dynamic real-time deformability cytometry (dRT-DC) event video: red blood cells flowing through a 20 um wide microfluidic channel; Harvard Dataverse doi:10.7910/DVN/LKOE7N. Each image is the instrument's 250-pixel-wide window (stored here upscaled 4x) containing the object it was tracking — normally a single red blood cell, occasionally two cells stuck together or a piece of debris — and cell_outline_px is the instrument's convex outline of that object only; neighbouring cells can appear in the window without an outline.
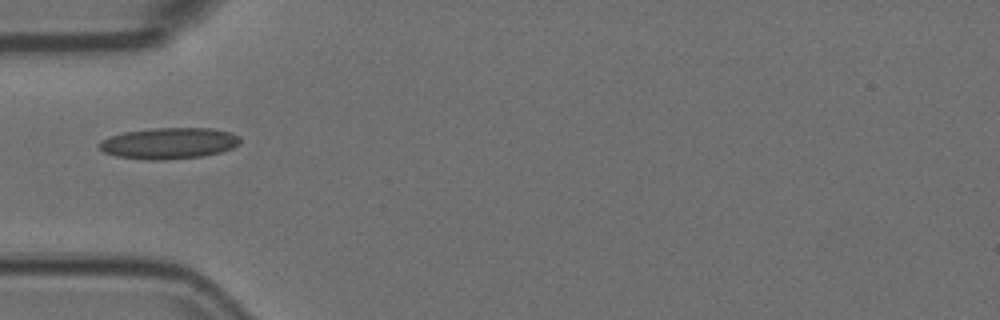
{"species": "Egyptian fruit bat (a non-hibernating species)", "species_latin": "Rousettus aegyptiacus", "temperature_condition": "room temperature", "stored_images_in_passage": 3, "camera_frame_rate_fps": 3000, "um_per_image_px": 0.085, "animal": {"sex": "female"}, "frame": {"image": 1, "passage_image": 1, "time_ms": 0.0, "image_size_px": [1000, 320], "cell_outline_px": [[240, 144], [232, 148], [220, 152], [204, 156], [164, 160], [148, 160], [116, 156], [104, 152], [96, 144], [100, 140], [124, 132], [152, 128], [212, 128], [232, 132], [240, 136]], "centroid_in_image_um": [14.38, 12.17], "position_along_channel_um": 70.6, "area_um2": 25.84}}
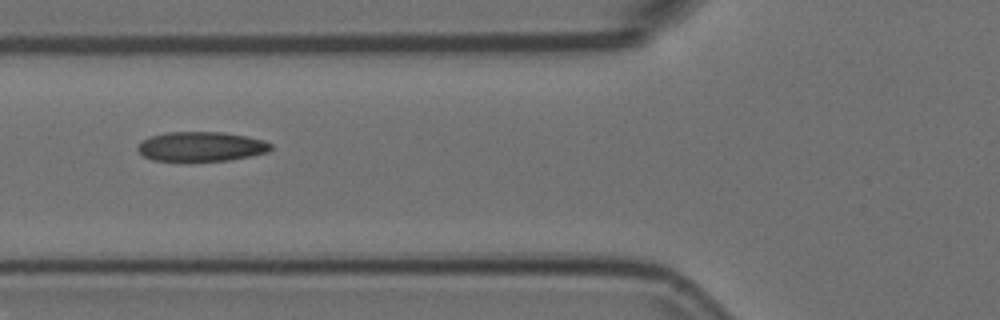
{"frame": {"image": 2, "passage_image": 2, "time_ms": 0.333, "image_size_px": [1000, 320], "cell_outline_px": [[272, 148], [268, 152], [252, 156], [228, 160], [188, 164], [152, 160], [144, 156], [136, 148], [140, 140], [152, 136], [168, 132], [224, 132], [264, 140], [272, 144]], "centroid_in_image_um": [17.06, 12.5], "position_along_channel_um": 108.7, "area_um2": 23.87}}
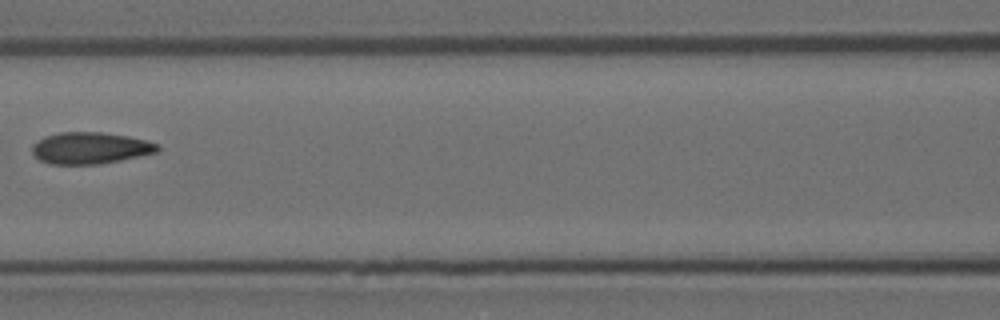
{"frame": {"image": 3, "passage_image": 3, "time_ms": 0.667, "image_size_px": [1000, 320], "cell_outline_px": [[160, 148], [156, 152], [120, 160], [96, 164], [52, 164], [40, 160], [32, 152], [32, 144], [44, 136], [60, 132], [100, 132], [128, 136], [160, 144]], "centroid_in_image_um": [7.65, 12.57], "position_along_channel_um": 159.0, "area_um2": 22.95}}